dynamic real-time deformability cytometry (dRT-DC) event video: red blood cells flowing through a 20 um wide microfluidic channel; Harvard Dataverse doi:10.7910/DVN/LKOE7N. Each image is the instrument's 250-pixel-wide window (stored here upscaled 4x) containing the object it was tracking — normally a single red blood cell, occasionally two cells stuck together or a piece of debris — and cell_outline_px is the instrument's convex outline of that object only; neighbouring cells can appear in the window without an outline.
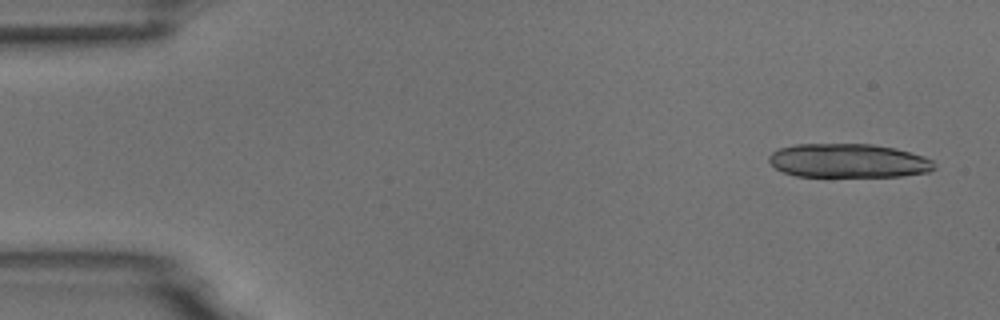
{"species": "common noctule bat (a hibernating species)", "species_latin": "Nyctalus noctula", "temperature_condition": "room temperature", "stored_images_in_passage": 8, "camera_frame_rate_fps": 3000, "um_per_image_px": 0.085, "animal": {"sex": "male", "body_mass_g": 18.8}, "frame": {"image": 1, "passage_image": 1, "time_ms": 0.0, "image_size_px": [1000, 320], "cell_outline_px": [[936, 168], [928, 172], [900, 176], [796, 176], [784, 172], [776, 168], [768, 160], [768, 156], [772, 152], [780, 148], [796, 144], [872, 144], [896, 148], [924, 156], [932, 160], [936, 164]], "centroid_in_image_um": [72.13, 13.66], "position_along_channel_um": 12.9, "area_um2": 32.71}}
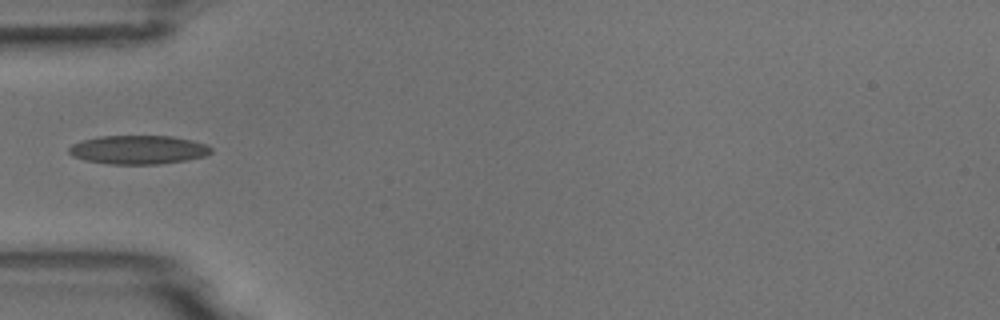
{"frame": {"image": 2, "passage_image": 5, "time_ms": 1.333, "image_size_px": [1000, 320], "cell_outline_px": [[212, 152], [204, 156], [184, 160], [160, 164], [112, 164], [84, 160], [72, 156], [68, 152], [68, 148], [72, 144], [84, 140], [100, 136], [172, 136], [192, 140], [208, 144], [212, 148]], "centroid_in_image_um": [11.76, 12.72], "position_along_channel_um": 73.2, "area_um2": 23.81}}